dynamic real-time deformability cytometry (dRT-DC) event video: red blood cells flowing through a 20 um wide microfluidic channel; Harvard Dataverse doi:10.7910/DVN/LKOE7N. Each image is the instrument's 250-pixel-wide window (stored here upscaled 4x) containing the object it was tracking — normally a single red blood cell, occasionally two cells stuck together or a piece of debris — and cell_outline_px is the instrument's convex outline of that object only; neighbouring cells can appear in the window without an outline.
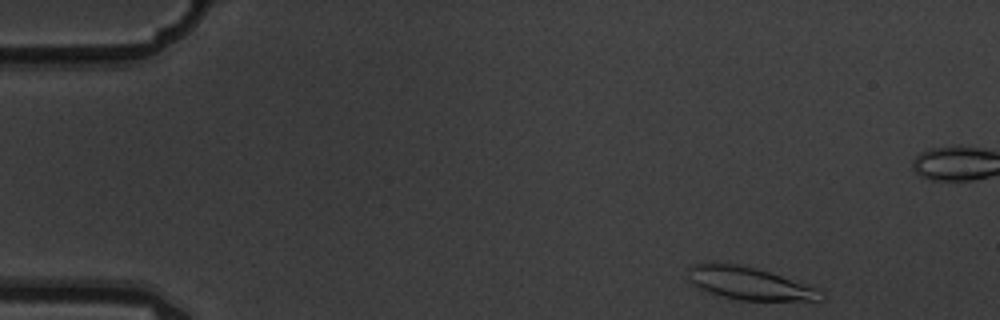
{"species": "common noctule bat (a hibernating species)", "species_latin": "Nyctalus noctula", "temperature_condition": "warm", "stored_images_in_passage": 4, "camera_frame_rate_fps": 3000, "um_per_image_px": 0.085, "animal": {"sex": "male", "body_mass_g": 19.5, "forearm_length_mm": 54.6}, "frame": {"image": 1, "passage_image": 1, "time_ms": 0.0, "image_size_px": [1000, 320], "cell_outline_px": [[824, 300], [740, 300], [724, 296], [700, 288], [692, 280], [688, 268], [696, 264], [736, 264], [756, 268], [820, 288]], "centroid_in_image_um": [63.81, 24.1], "position_along_channel_um": 21.2, "area_um2": 24.33}}